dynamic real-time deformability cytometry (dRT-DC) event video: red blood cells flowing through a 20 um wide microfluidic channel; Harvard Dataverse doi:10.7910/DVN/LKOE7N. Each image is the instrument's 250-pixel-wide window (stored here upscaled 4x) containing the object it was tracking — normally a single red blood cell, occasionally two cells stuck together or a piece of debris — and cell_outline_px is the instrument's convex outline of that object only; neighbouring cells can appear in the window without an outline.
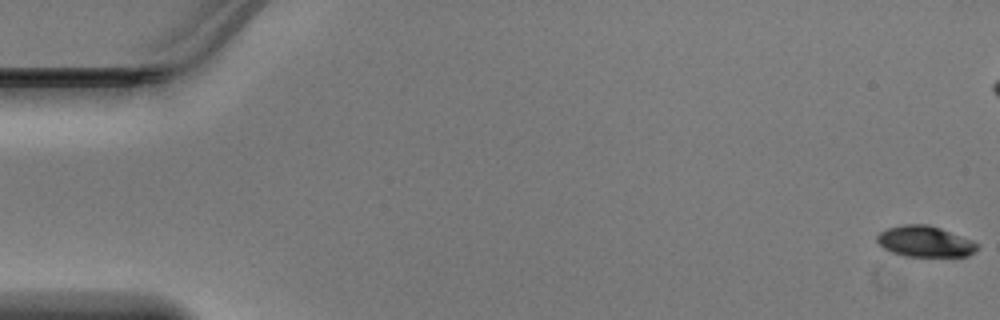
{"species": "Egyptian fruit bat (a non-hibernating species)", "species_latin": "Rousettus aegyptiacus", "temperature_condition": "warm", "stored_images_in_passage": 19, "camera_frame_rate_fps": 3000, "um_per_image_px": 0.085, "animal": {"sex": "male"}, "frame": {"image": 1, "passage_image": 1, "time_ms": 0.0, "image_size_px": [1000, 320], "cell_outline_px": [[980, 244], [976, 252], [968, 256], [904, 256], [892, 252], [884, 248], [876, 240], [876, 236], [880, 232], [888, 228], [904, 224], [928, 224], [940, 228], [972, 240]], "centroid_in_image_um": [78.65, 20.53], "position_along_channel_um": 6.4, "area_um2": 18.09}}
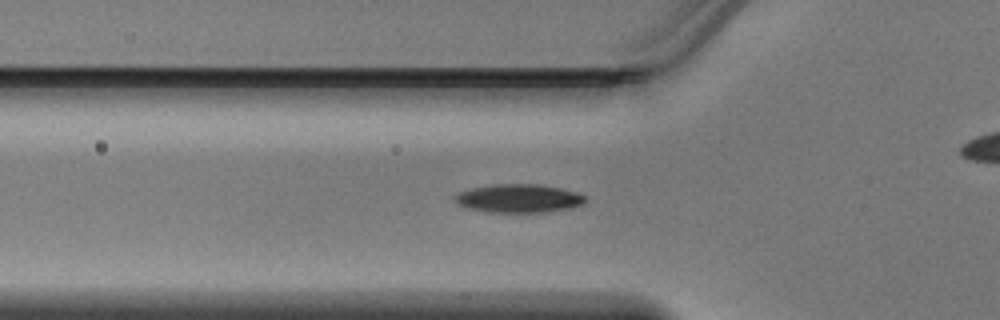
{"frame": {"image": 2, "passage_image": 17, "time_ms": 5.333, "image_size_px": [1000, 320], "cell_outline_px": [[588, 200], [584, 204], [572, 208], [544, 212], [488, 212], [468, 208], [456, 204], [452, 200], [452, 196], [460, 192], [472, 188], [492, 184], [540, 184], [560, 188], [576, 192], [584, 196]], "centroid_in_image_um": [44.08, 16.86], "position_along_channel_um": 81.7, "area_um2": 21.85}}